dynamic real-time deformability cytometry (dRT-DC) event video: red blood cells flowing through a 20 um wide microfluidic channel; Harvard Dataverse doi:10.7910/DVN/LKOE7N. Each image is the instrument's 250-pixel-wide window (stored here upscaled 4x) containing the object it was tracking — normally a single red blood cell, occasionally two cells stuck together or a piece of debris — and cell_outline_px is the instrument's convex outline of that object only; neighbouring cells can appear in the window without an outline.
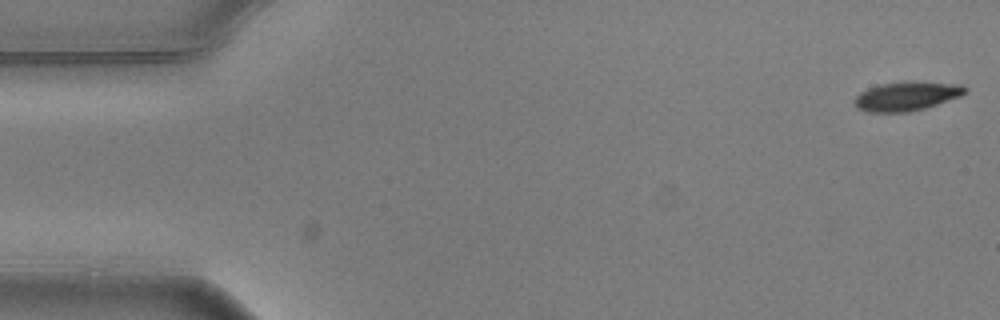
{"species": "common noctule bat (a hibernating species)", "species_latin": "Nyctalus noctula", "temperature_condition": "warm", "stored_images_in_passage": 4, "camera_frame_rate_fps": 3000, "um_per_image_px": 0.085, "animal": {"sex": "male", "body_mass_g": 20.5, "forearm_length_mm": 52.5}, "frame": {"image": 1, "passage_image": 1, "time_ms": 0.0, "image_size_px": [1000, 320], "cell_outline_px": [[968, 92], [960, 96], [924, 108], [908, 112], [868, 112], [856, 108], [852, 100], [860, 92], [868, 88], [880, 84], [904, 80], [912, 80], [964, 84], [968, 88]], "centroid_in_image_um": [77.07, 8.14], "position_along_channel_um": 7.9, "area_um2": 19.25}}